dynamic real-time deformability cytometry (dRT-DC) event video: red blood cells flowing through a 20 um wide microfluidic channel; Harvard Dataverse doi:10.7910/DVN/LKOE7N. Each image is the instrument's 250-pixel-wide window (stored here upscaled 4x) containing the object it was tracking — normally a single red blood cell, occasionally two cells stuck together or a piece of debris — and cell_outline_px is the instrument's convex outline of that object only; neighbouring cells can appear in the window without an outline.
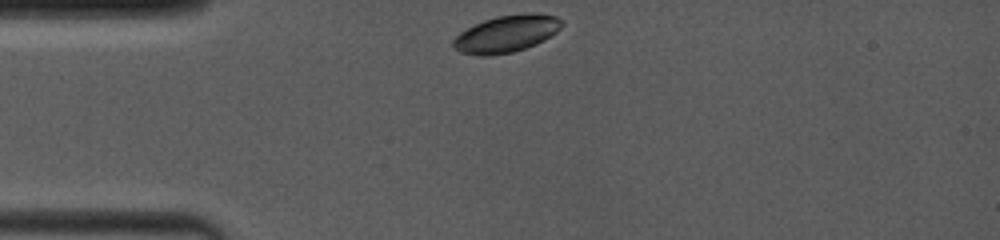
{"species": "common noctule bat (a hibernating species)", "species_latin": "Nyctalus noctula", "temperature_condition": "room temperature", "stored_images_in_passage": 22, "camera_frame_rate_fps": 4000, "um_per_image_px": 0.085, "animal": {"sex": "female", "body_mass_g": 19.0, "forearm_length_mm": 53.3}, "frame": {"image": 1, "passage_image": 1, "time_ms": 0.0, "image_size_px": [1000, 240], "cell_outline_px": [[564, 24], [556, 32], [544, 40], [536, 44], [512, 52], [488, 56], [480, 56], [460, 52], [452, 44], [452, 40], [460, 32], [484, 20], [500, 16], [528, 12], [536, 12], [556, 16], [564, 20]], "centroid_in_image_um": [43.08, 2.86], "position_along_channel_um": 41.9, "area_um2": 23.41}}
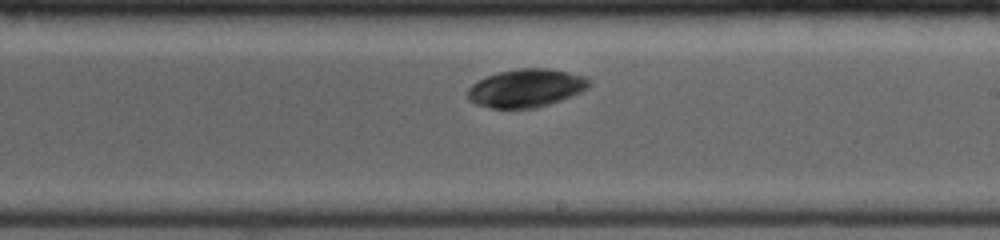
{"frame": {"image": 2, "passage_image": 10, "time_ms": 5.75, "image_size_px": [1000, 240], "cell_outline_px": [[592, 80], [588, 88], [572, 96], [536, 108], [492, 108], [476, 104], [468, 100], [468, 88], [476, 80], [484, 76], [500, 72], [520, 68], [548, 68], [588, 76]], "centroid_in_image_um": [44.73, 7.48], "position_along_channel_um": 244.3, "area_um2": 27.22}}
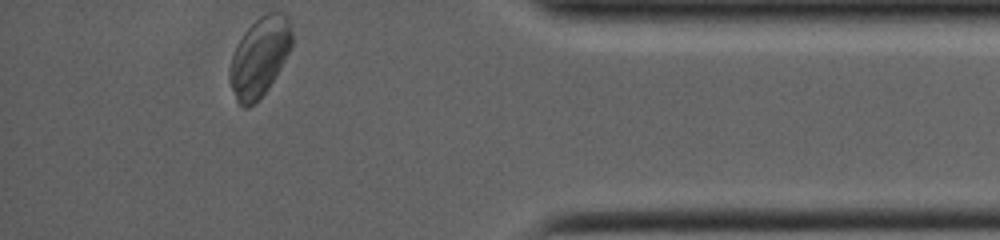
{"frame": {"image": 3, "passage_image": 22, "time_ms": 10.5, "image_size_px": [1000, 240], "cell_outline_px": [[292, 48], [268, 88], [256, 104], [248, 108], [244, 108], [236, 100], [228, 80], [228, 68], [232, 56], [244, 32], [260, 16], [268, 12], [284, 12], [288, 16], [292, 32]], "centroid_in_image_um": [22.06, 4.86], "position_along_channel_um": 413.1, "area_um2": 28.9}, "authors_computed_cell_mechanics": {"area_um2": 26.5591, "velocity_mm_per_s": 3.9669, "shape_relaxation_time_tau1_ms": null, "shape_relaxation_time_tau2_ms": 2.3711, "deformation_change_tau1": null, "deformation_change_tau2": 0.0169}}